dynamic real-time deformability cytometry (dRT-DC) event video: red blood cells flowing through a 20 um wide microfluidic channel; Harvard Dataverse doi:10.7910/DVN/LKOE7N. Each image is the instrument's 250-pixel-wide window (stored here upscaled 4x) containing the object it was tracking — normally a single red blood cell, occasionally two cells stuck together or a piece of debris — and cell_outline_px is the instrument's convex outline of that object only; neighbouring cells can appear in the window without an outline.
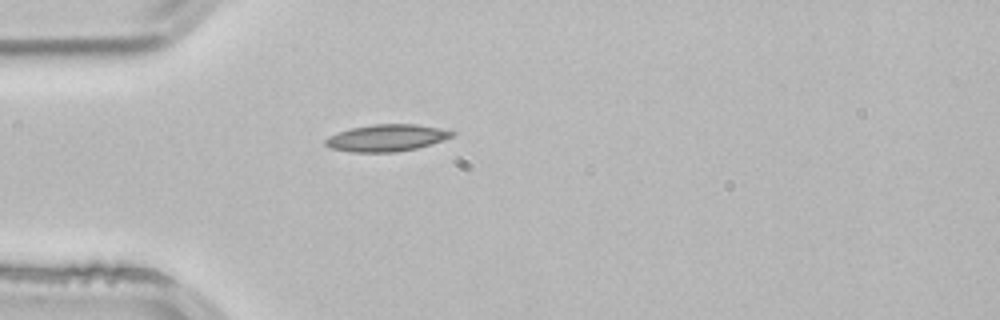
{"species": "common noctule bat (a hibernating species)", "species_latin": "Nyctalus noctula", "temperature_condition": "room temperature", "stored_images_in_passage": 1, "camera_frame_rate_fps": 3000, "um_per_image_px": 0.085, "animal": {"sex": "male", "body_mass_g": 21.5, "forearm_length_mm": 52.0}, "frame": {"image": 1, "passage_image": 1, "time_ms": 0.0, "image_size_px": [1000, 320], "cell_outline_px": [[456, 132], [452, 136], [444, 140], [432, 144], [416, 148], [396, 152], [352, 152], [332, 148], [324, 144], [324, 140], [328, 136], [352, 128], [372, 124], [416, 124], [440, 128]], "centroid_in_image_um": [32.87, 11.72], "position_along_channel_um": 52.1, "area_um2": 19.77}}